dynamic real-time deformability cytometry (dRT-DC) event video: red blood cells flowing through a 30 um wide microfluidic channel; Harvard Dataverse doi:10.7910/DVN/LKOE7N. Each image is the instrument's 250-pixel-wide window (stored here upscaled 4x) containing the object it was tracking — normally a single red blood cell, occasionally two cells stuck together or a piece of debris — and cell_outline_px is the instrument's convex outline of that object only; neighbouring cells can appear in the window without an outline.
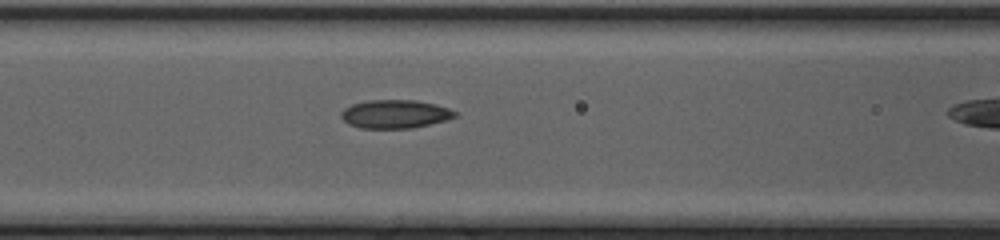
{"species": "common noctule bat (a hibernating species)", "species_latin": "Nyctalus noctula", "temperature_condition": "cold", "stored_images_in_passage": 4, "camera_frame_rate_fps": 3000, "um_per_image_px": 0.085, "animal": {"sex": "female", "body_mass_g": 20.0, "forearm_length_mm": 54.0}, "frame": {"image": 1, "passage_image": 3, "time_ms": 0.667, "image_size_px": [1000, 240], "cell_outline_px": [[456, 116], [444, 120], [412, 128], [360, 128], [348, 124], [340, 116], [340, 112], [344, 108], [352, 104], [368, 100], [416, 100], [436, 104], [448, 108], [456, 112]], "centroid_in_image_um": [33.53, 9.68], "position_along_channel_um": 133.1, "area_um2": 18.79}}